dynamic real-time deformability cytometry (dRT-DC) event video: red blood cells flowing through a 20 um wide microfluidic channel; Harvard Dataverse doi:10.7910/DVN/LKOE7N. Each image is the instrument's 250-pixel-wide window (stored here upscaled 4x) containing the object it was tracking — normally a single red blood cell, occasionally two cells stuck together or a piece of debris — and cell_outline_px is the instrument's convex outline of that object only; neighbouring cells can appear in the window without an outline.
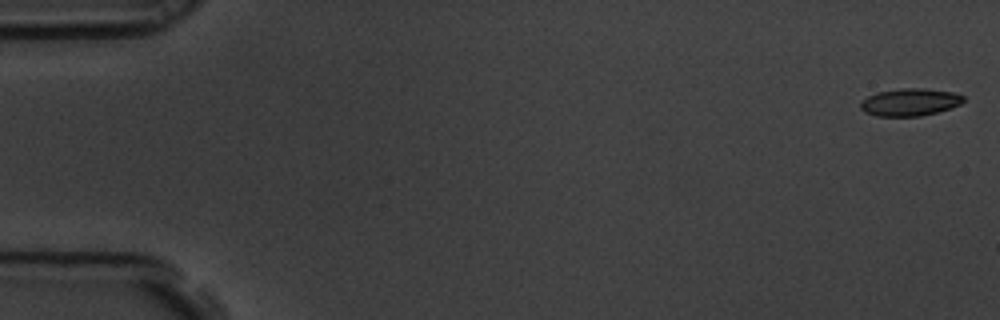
{"species": "common noctule bat (a hibernating species)", "species_latin": "Nyctalus noctula", "temperature_condition": "room temperature", "stored_images_in_passage": 9, "camera_frame_rate_fps": 3000, "um_per_image_px": 0.085, "animal": {"sex": "male", "body_mass_g": 19.5, "forearm_length_mm": 54.6}, "frame": {"image": 1, "passage_image": 1, "time_ms": 0.0, "image_size_px": [1000, 320], "cell_outline_px": [[964, 100], [960, 104], [952, 108], [920, 116], [876, 116], [860, 108], [860, 104], [868, 96], [876, 92], [900, 88], [924, 88], [952, 92], [964, 96]], "centroid_in_image_um": [77.36, 8.67], "position_along_channel_um": 7.6, "area_um2": 16.36}}
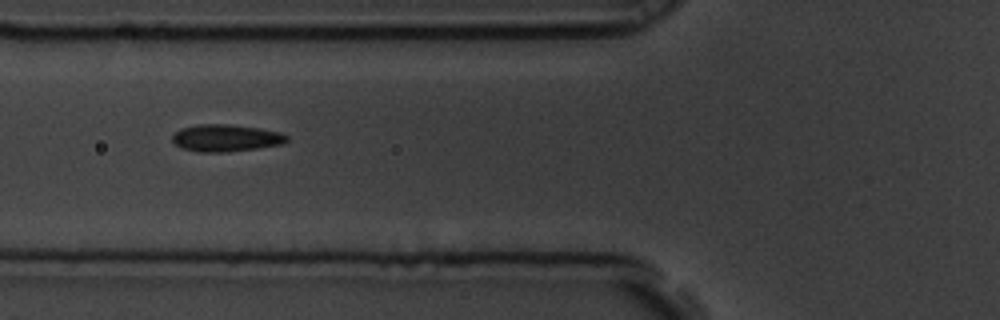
{"frame": {"image": 2, "passage_image": 7, "time_ms": 2.0, "image_size_px": [1000, 320], "cell_outline_px": [[288, 140], [284, 144], [228, 152], [200, 152], [180, 148], [172, 140], [172, 136], [180, 128], [196, 124], [228, 124], [260, 128], [280, 132], [288, 136]], "centroid_in_image_um": [19.2, 11.72], "position_along_channel_um": 106.6, "area_um2": 18.21}}
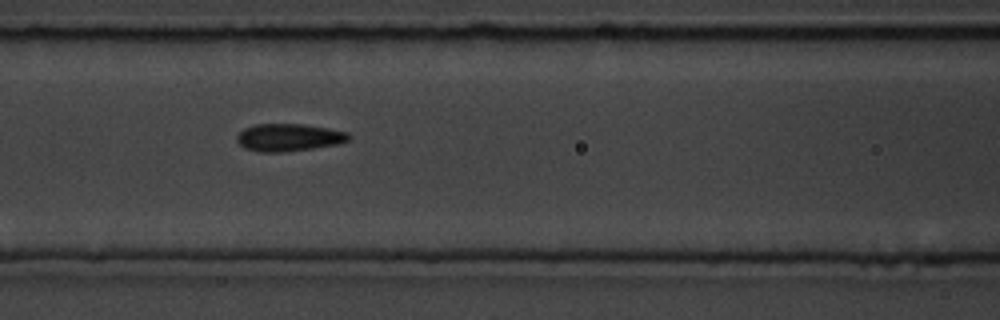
{"frame": {"image": 3, "passage_image": 8, "time_ms": 2.333, "image_size_px": [1000, 320], "cell_outline_px": [[352, 136], [348, 140], [340, 144], [284, 152], [260, 152], [244, 148], [236, 140], [236, 136], [244, 128], [256, 124], [304, 124], [328, 128], [348, 132]], "centroid_in_image_um": [24.56, 11.68], "position_along_channel_um": 142.0, "area_um2": 18.03}}